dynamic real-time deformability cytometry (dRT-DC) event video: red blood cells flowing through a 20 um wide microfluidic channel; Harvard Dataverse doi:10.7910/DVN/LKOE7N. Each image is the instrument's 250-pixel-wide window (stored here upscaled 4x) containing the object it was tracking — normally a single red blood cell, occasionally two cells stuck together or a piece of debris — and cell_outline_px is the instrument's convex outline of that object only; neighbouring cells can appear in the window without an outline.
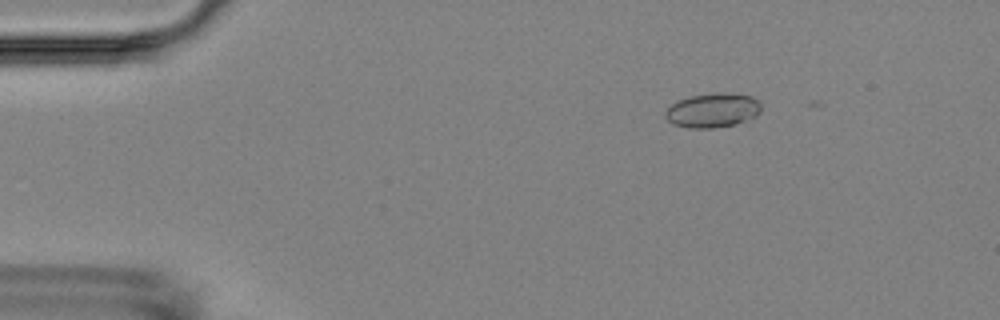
{"species": "Egyptian fruit bat (a non-hibernating species)", "species_latin": "Rousettus aegyptiacus", "temperature_condition": "room temperature", "stored_images_in_passage": 3, "camera_frame_rate_fps": 3000, "um_per_image_px": 0.085, "animal": {"sex": "female"}, "frame": {"image": 1, "passage_image": 1, "time_ms": 0.0, "image_size_px": [1000, 320], "cell_outline_px": [[760, 112], [756, 116], [736, 124], [712, 128], [688, 128], [672, 124], [664, 116], [664, 112], [672, 104], [688, 96], [716, 92], [724, 92], [752, 96], [760, 104]], "centroid_in_image_um": [60.56, 9.37], "position_along_channel_um": 24.4, "area_um2": 19.25}}
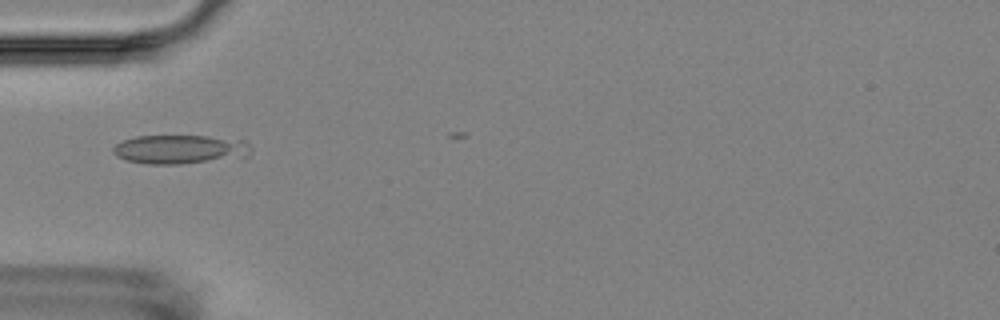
{"frame": {"image": 2, "passage_image": 3, "time_ms": 3.333, "image_size_px": [1000, 320], "cell_outline_px": [[252, 152], [248, 156], [180, 164], [148, 164], [128, 160], [116, 156], [112, 152], [112, 148], [116, 144], [124, 140], [136, 136], [208, 136], [248, 140], [252, 148]], "centroid_in_image_um": [15.34, 12.68], "position_along_channel_um": 69.7, "area_um2": 23.35}}